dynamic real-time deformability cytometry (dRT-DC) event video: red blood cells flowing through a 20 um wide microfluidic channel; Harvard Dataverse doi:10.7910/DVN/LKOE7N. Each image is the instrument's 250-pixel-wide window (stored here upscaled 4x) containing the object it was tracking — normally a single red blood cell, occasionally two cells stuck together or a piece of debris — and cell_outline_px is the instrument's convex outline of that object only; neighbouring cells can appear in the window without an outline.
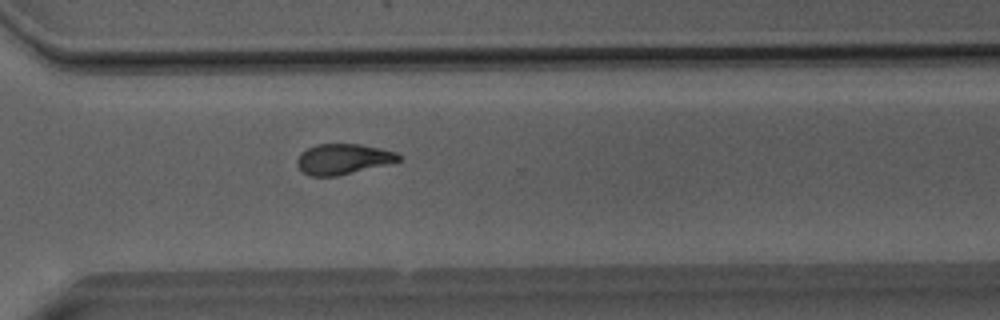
{"species": "Egyptian fruit bat (a non-hibernating species)", "species_latin": "Rousettus aegyptiacus", "temperature_condition": "room temperature", "stored_images_in_passage": 30, "camera_frame_rate_fps": 3000, "um_per_image_px": 0.085, "animal": {"sex": "male"}, "frame": {"image": 1, "passage_image": 22, "time_ms": 7.0, "image_size_px": [1000, 320], "cell_outline_px": [[400, 160], [336, 176], [308, 176], [296, 164], [296, 160], [300, 152], [316, 144], [360, 144], [380, 148], [396, 152], [400, 156]], "centroid_in_image_um": [29.09, 13.51], "position_along_channel_um": 341.5, "area_um2": 17.74}, "authors_computed_cell_mechanics": {"area_um2": 18.6694, "velocity_mm_per_s": 4.0585, "shape_relaxation_time_tau1_ms": 8.4065, "shape_relaxation_time_tau2_ms": 2.8765, "deformation_change_tau1": 0.227, "deformation_change_tau2": 0.099}}